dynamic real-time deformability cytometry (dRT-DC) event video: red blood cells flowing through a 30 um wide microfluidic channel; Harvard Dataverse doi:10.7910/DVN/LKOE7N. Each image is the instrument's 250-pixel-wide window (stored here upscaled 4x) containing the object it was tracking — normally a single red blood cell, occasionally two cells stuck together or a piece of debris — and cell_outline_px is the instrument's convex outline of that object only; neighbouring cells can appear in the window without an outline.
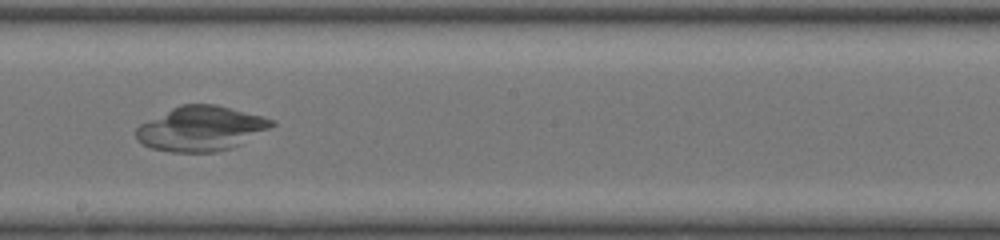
{"species": "common noctule bat (a hibernating species)", "species_latin": "Nyctalus noctula", "temperature_condition": "room temperature", "stored_images_in_passage": 34, "camera_frame_rate_fps": 3000, "um_per_image_px": 0.085, "animal": {"sex": "female", "body_mass_g": 20.0, "forearm_length_mm": 54.0}, "frame": {"image": 1, "passage_image": 15, "time_ms": 4.667, "image_size_px": [1000, 240], "cell_outline_px": [[276, 124], [228, 148], [216, 152], [172, 152], [152, 148], [136, 140], [136, 128], [140, 124], [180, 104], [216, 104], [264, 116], [272, 120]], "centroid_in_image_um": [17.03, 10.91], "position_along_channel_um": 231.2, "area_um2": 34.68}}
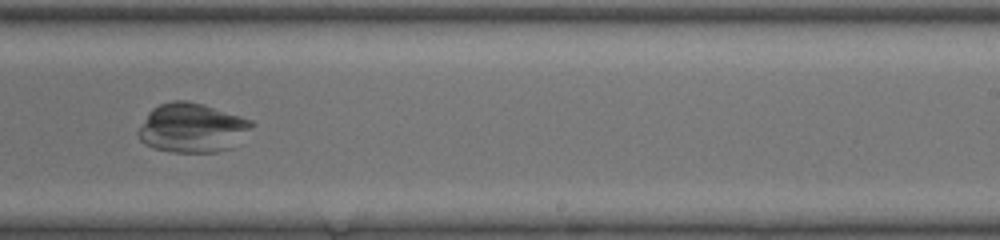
{"frame": {"image": 2, "passage_image": 18, "time_ms": 5.667, "image_size_px": [1000, 240], "cell_outline_px": [[256, 124], [232, 148], [216, 152], [172, 152], [156, 148], [144, 144], [140, 140], [136, 132], [148, 112], [152, 108], [160, 104], [172, 100], [188, 100], [204, 104], [252, 120]], "centroid_in_image_um": [16.33, 10.86], "position_along_channel_um": 272.7, "area_um2": 32.83}}
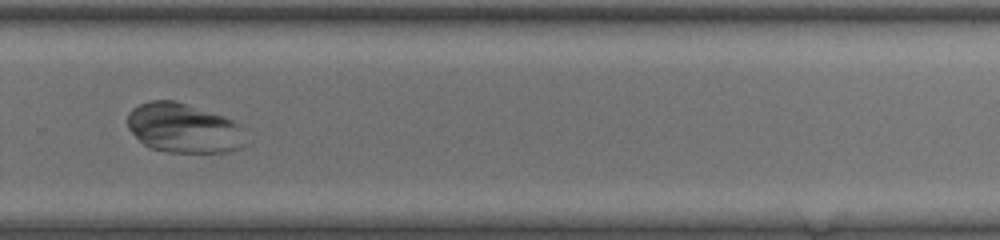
{"frame": {"image": 3, "passage_image": 21, "time_ms": 6.667, "image_size_px": [1000, 240], "cell_outline_px": [[236, 148], [228, 152], [164, 152], [152, 148], [144, 144], [128, 128], [128, 112], [132, 108], [148, 100], [176, 100], [224, 116], [232, 120], [236, 124]], "centroid_in_image_um": [15.42, 10.85], "position_along_channel_um": 314.4, "area_um2": 32.89}}